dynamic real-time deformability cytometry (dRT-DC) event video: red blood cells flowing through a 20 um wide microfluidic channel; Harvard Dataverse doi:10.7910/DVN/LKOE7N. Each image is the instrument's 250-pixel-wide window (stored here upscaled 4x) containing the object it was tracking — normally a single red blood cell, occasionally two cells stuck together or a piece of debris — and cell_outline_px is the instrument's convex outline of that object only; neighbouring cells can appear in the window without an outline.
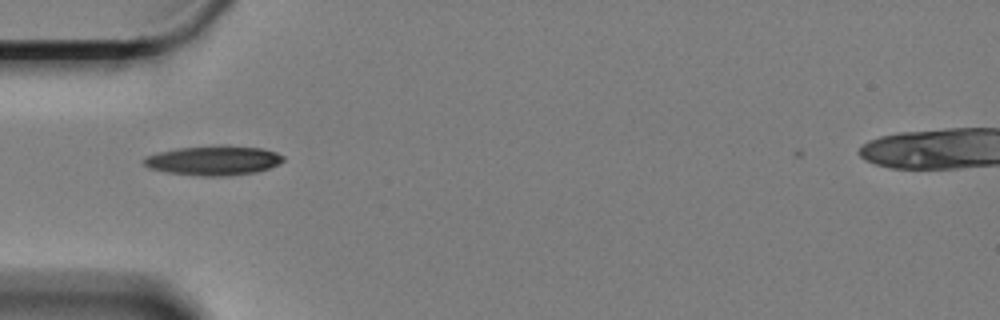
{"species": "Egyptian fruit bat (a non-hibernating species)", "species_latin": "Rousettus aegyptiacus", "temperature_condition": "cold", "stored_images_in_passage": 45, "camera_frame_rate_fps": 3000, "um_per_image_px": 0.085, "animal": {"sex": "female"}, "frame": {"image": 1, "passage_image": 4, "time_ms": 1.0, "image_size_px": [1000, 320], "cell_outline_px": [[284, 160], [268, 168], [256, 172], [228, 176], [200, 176], [168, 172], [148, 168], [140, 160], [148, 156], [160, 152], [180, 148], [220, 144], [228, 144], [260, 148], [276, 152], [284, 156]], "centroid_in_image_um": [18.15, 13.63], "position_along_channel_um": 66.8, "area_um2": 24.1}}
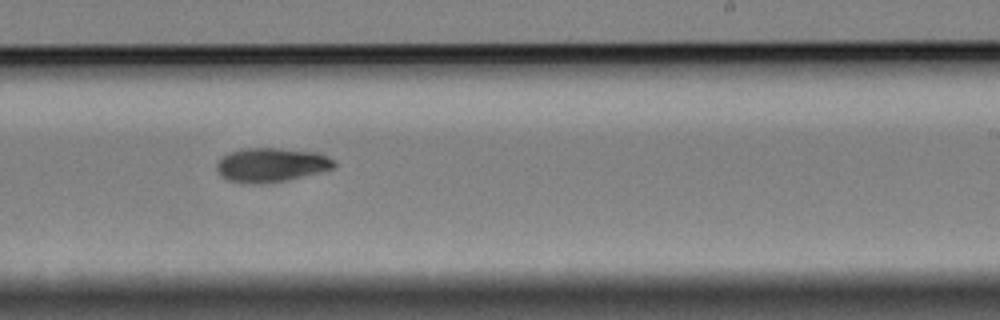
{"frame": {"image": 2, "passage_image": 22, "time_ms": 7.0, "image_size_px": [1000, 320], "cell_outline_px": [[336, 164], [332, 168], [320, 172], [284, 180], [256, 184], [252, 184], [228, 180], [220, 176], [216, 168], [216, 164], [228, 152], [248, 148], [280, 148], [316, 152], [328, 156]], "centroid_in_image_um": [23.03, 14.01], "position_along_channel_um": 266.0, "area_um2": 23.06}}
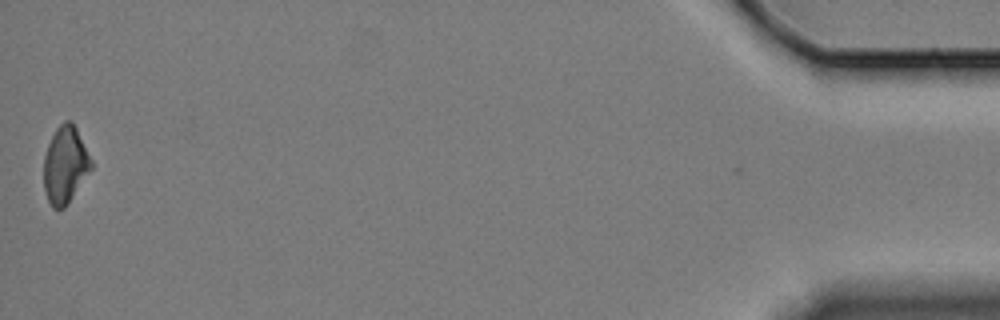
{"frame": {"image": 3, "passage_image": 45, "time_ms": 14.667, "image_size_px": [1000, 320], "cell_outline_px": [[92, 168], [68, 204], [64, 208], [52, 208], [48, 200], [44, 188], [44, 156], [48, 144], [56, 128], [64, 120], [72, 120], [92, 160]], "centroid_in_image_um": [5.54, 14.01], "position_along_channel_um": 429.7, "area_um2": 21.21}, "authors_computed_cell_mechanics": {"area_um2": 22.6576, "velocity_mm_per_s": 3.3132, "shape_relaxation_time_tau1_ms": 4.3137, "shape_relaxation_time_tau2_ms": null, "deformation_change_tau1": 0.117, "deformation_change_tau2": null}}